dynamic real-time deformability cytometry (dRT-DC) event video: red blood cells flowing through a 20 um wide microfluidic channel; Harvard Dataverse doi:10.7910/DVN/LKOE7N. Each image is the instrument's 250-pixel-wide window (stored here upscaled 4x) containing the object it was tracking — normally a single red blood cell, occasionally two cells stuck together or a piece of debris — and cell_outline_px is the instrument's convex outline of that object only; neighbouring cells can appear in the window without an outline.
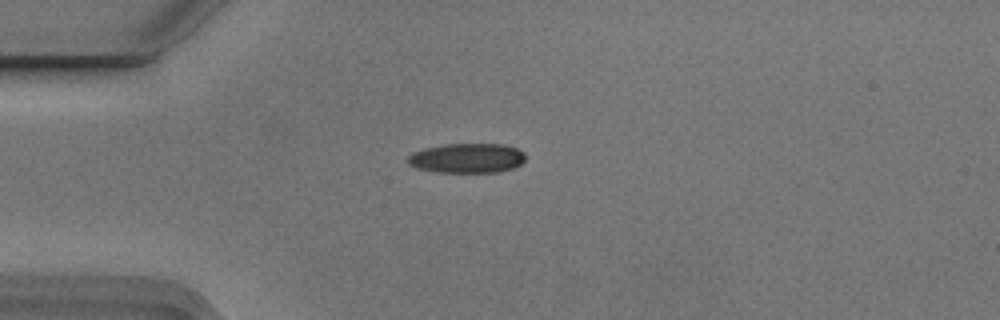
{"species": "Egyptian fruit bat (a non-hibernating species)", "species_latin": "Rousettus aegyptiacus", "temperature_condition": "cold", "stored_images_in_passage": 4, "camera_frame_rate_fps": 3000, "um_per_image_px": 0.085, "animal": {"sex": "male"}, "frame": {"image": 1, "passage_image": 1, "time_ms": 0.0, "image_size_px": [1000, 320], "cell_outline_px": [[524, 160], [520, 164], [512, 168], [496, 172], [436, 172], [416, 168], [408, 164], [408, 156], [412, 152], [424, 148], [444, 144], [504, 144], [516, 148], [524, 152]], "centroid_in_image_um": [39.67, 13.43], "position_along_channel_um": 45.3, "area_um2": 20.35}}
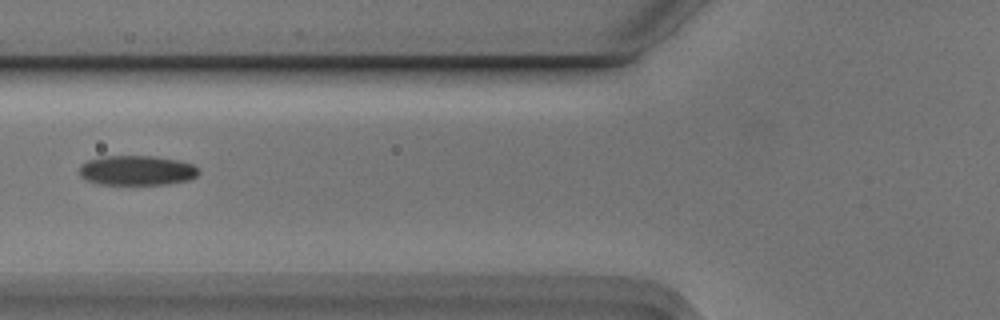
{"frame": {"image": 2, "passage_image": 3, "time_ms": 0.667, "image_size_px": [1000, 320], "cell_outline_px": [[200, 172], [196, 176], [188, 180], [168, 184], [100, 184], [88, 180], [80, 176], [80, 164], [88, 160], [100, 156], [156, 156], [180, 160], [192, 164]], "centroid_in_image_um": [11.63, 14.47], "position_along_channel_um": 114.2, "area_um2": 20.75}}
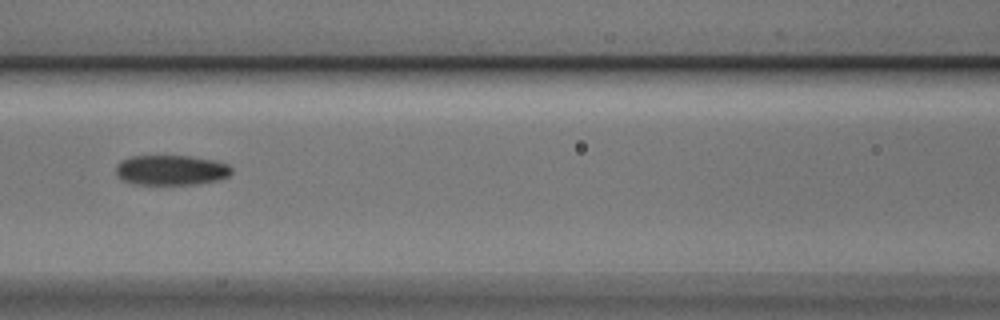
{"frame": {"image": 3, "passage_image": 4, "time_ms": 1.0, "image_size_px": [1000, 320], "cell_outline_px": [[232, 172], [228, 176], [216, 180], [200, 184], [132, 184], [120, 180], [116, 176], [116, 164], [132, 156], [188, 156], [212, 160], [228, 164], [232, 168]], "centroid_in_image_um": [14.51, 14.47], "position_along_channel_um": 152.1, "area_um2": 20.29}}